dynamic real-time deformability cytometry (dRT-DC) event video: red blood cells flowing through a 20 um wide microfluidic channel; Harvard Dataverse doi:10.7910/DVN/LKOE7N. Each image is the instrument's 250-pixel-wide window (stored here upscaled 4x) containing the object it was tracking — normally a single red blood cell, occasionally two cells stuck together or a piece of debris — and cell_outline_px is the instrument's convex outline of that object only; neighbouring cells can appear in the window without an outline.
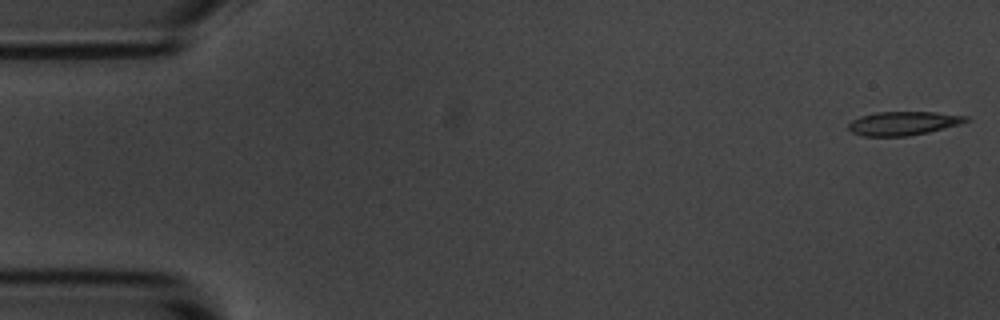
{"species": "common noctule bat (a hibernating species)", "species_latin": "Nyctalus noctula", "temperature_condition": "room temperature", "stored_images_in_passage": 5, "camera_frame_rate_fps": 3000, "um_per_image_px": 0.085, "animal": {"sex": "male", "body_mass_g": 20.1, "forearm_length_mm": 53.5}, "frame": {"image": 1, "passage_image": 1, "time_ms": 0.0, "image_size_px": [1000, 320], "cell_outline_px": [[968, 120], [960, 124], [928, 132], [908, 136], [864, 136], [852, 132], [848, 128], [848, 124], [852, 120], [860, 116], [876, 112], [936, 112], [968, 116]], "centroid_in_image_um": [76.76, 10.48], "position_along_channel_um": 8.2, "area_um2": 16.18}}
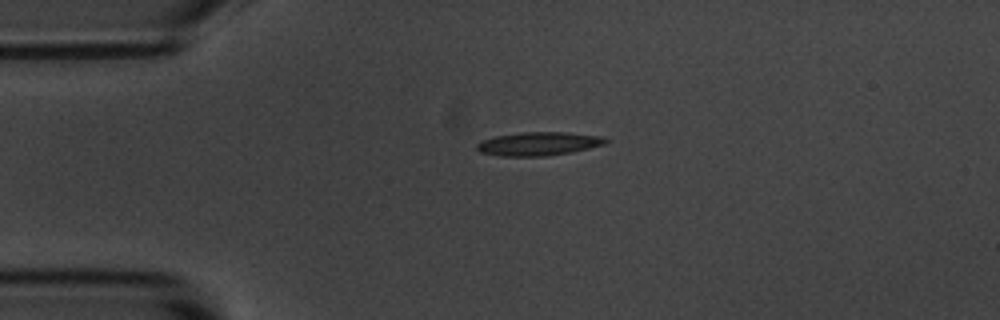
{"frame": {"image": 2, "passage_image": 4, "time_ms": 3.667, "image_size_px": [1000, 320], "cell_outline_px": [[612, 140], [604, 144], [572, 152], [548, 156], [500, 156], [480, 152], [476, 148], [476, 144], [484, 140], [496, 136], [520, 132], [568, 132], [604, 136]], "centroid_in_image_um": [45.83, 12.21], "position_along_channel_um": 39.2, "area_um2": 17.8}}